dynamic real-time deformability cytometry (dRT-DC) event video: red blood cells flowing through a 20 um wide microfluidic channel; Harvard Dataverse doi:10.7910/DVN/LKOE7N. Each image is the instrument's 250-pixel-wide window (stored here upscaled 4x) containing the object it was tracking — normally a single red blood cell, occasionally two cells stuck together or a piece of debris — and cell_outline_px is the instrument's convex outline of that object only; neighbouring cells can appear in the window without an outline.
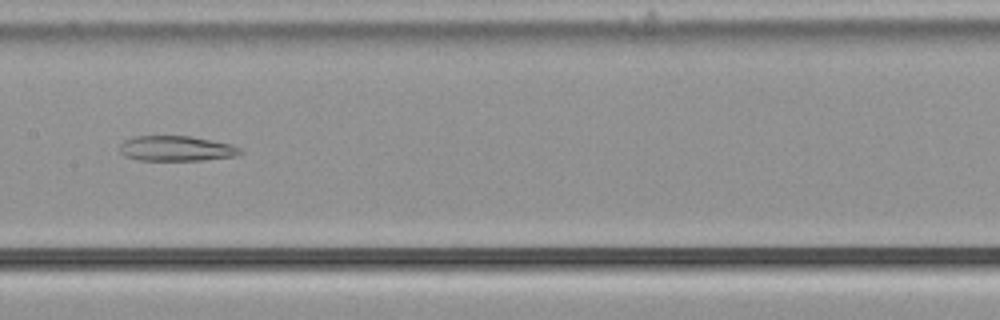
{"species": "common noctule bat (a hibernating species)", "species_latin": "Nyctalus noctula", "temperature_condition": "cold", "stored_images_in_passage": 52, "camera_frame_rate_fps": 3000, "um_per_image_px": 0.085, "animal": {"sex": "male", "body_mass_g": 21.5, "forearm_length_mm": 52.0}, "frame": {"image": 1, "passage_image": 25, "time_ms": 8.0, "image_size_px": [1000, 320], "cell_outline_px": [[244, 152], [236, 156], [200, 160], [140, 160], [124, 156], [120, 152], [120, 144], [124, 140], [136, 136], [188, 136], [232, 144], [240, 148]], "centroid_in_image_um": [14.99, 12.62], "position_along_channel_um": 192.4, "area_um2": 17.63}}
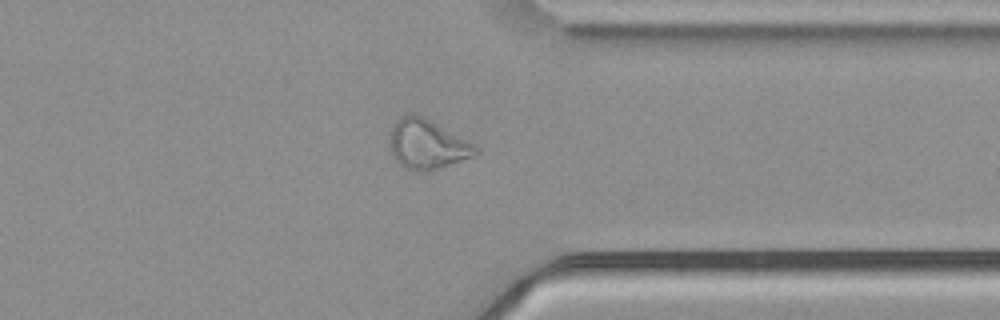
{"frame": {"image": 2, "passage_image": 40, "time_ms": 13.0, "image_size_px": [1000, 320], "cell_outline_px": [[480, 152], [472, 156], [436, 168], [404, 168], [392, 156], [392, 128], [396, 120], [408, 112], [412, 112], [424, 116], [480, 148]], "centroid_in_image_um": [36.31, 12.2], "position_along_channel_um": 375.1, "area_um2": 23.76}}
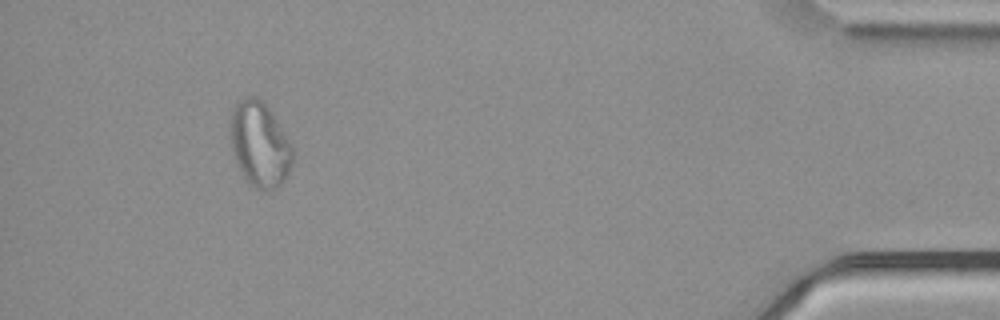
{"frame": {"image": 3, "passage_image": 48, "time_ms": 15.667, "image_size_px": [1000, 320], "cell_outline_px": [[292, 160], [288, 172], [280, 184], [276, 188], [264, 192], [252, 188], [248, 184], [236, 164], [232, 152], [228, 128], [228, 124], [232, 108], [244, 96], [256, 96], [272, 112], [288, 140], [292, 148]], "centroid_in_image_um": [22.0, 12.28], "position_along_channel_um": 413.2, "area_um2": 31.21}}